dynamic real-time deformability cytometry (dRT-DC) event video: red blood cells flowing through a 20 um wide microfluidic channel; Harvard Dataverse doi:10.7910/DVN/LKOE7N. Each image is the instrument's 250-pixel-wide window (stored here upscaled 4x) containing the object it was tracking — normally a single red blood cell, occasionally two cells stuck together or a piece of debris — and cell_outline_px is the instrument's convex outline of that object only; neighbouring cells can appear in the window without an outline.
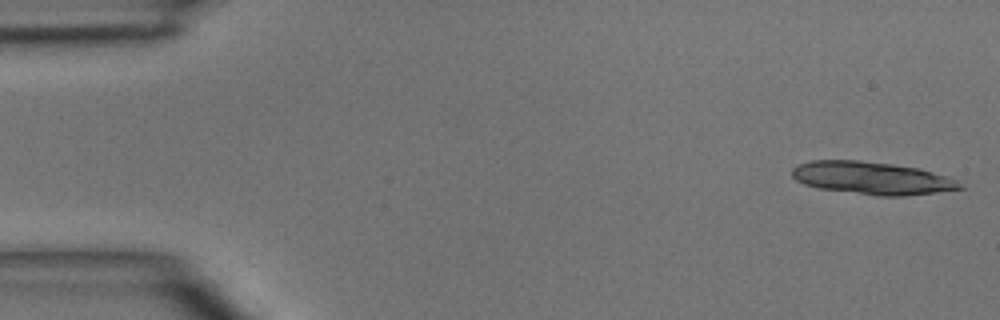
{"species": "common noctule bat (a hibernating species)", "species_latin": "Nyctalus noctula", "temperature_condition": "room temperature", "stored_images_in_passage": 5, "camera_frame_rate_fps": 3000, "um_per_image_px": 0.085, "animal": {"sex": "male", "body_mass_g": 15.6}, "frame": {"image": 1, "passage_image": 1, "time_ms": 0.0, "image_size_px": [1000, 320], "cell_outline_px": [[964, 188], [936, 192], [904, 196], [876, 196], [820, 188], [804, 184], [796, 180], [792, 176], [792, 168], [796, 164], [812, 160], [860, 160], [892, 164], [920, 168], [956, 180]], "centroid_in_image_um": [74.07, 15.13], "position_along_channel_um": 10.9, "area_um2": 31.85}}